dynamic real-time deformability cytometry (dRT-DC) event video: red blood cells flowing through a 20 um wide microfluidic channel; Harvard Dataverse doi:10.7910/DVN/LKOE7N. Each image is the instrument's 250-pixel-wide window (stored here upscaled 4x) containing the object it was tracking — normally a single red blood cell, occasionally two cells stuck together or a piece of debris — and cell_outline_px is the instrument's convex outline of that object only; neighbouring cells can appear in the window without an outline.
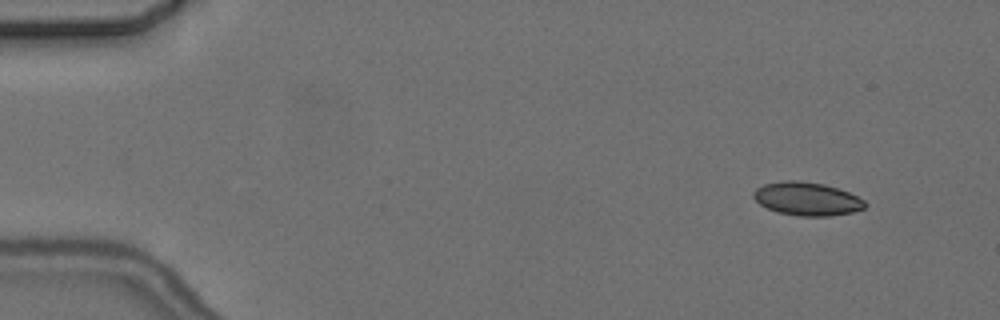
{"species": "common noctule bat (a hibernating species)", "species_latin": "Nyctalus noctula", "temperature_condition": "cold", "stored_images_in_passage": 8, "camera_frame_rate_fps": 3000, "um_per_image_px": 0.085, "animal": {"sex": "female", "body_mass_g": 24.6, "forearm_length_mm": 56.2}, "frame": {"image": 1, "passage_image": 2, "time_ms": 1.0, "image_size_px": [1000, 320], "cell_outline_px": [[868, 204], [864, 208], [852, 212], [828, 216], [800, 216], [776, 212], [760, 204], [752, 196], [752, 192], [756, 188], [764, 184], [784, 180], [796, 180], [824, 184], [848, 192], [864, 200]], "centroid_in_image_um": [68.57, 16.9], "position_along_channel_um": 16.4, "area_um2": 21.62}}
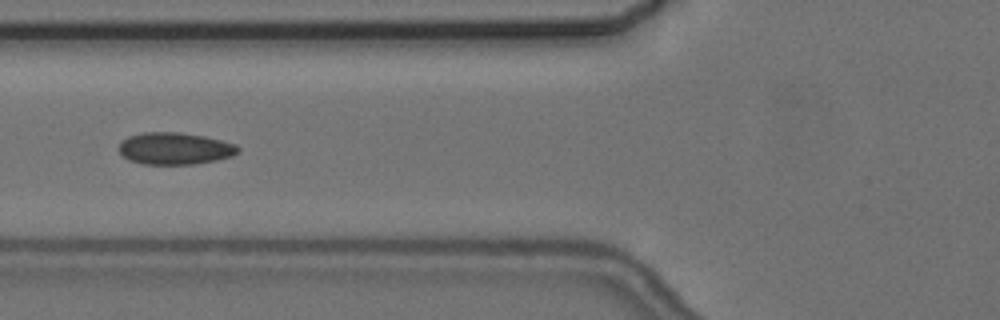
{"frame": {"image": 2, "passage_image": 6, "time_ms": 6.667, "image_size_px": [1000, 320], "cell_outline_px": [[240, 152], [232, 156], [216, 160], [196, 164], [144, 164], [128, 160], [120, 152], [120, 140], [128, 136], [144, 132], [180, 132], [204, 136], [236, 144], [240, 148]], "centroid_in_image_um": [14.87, 12.62], "position_along_channel_um": 110.9, "area_um2": 22.31}}
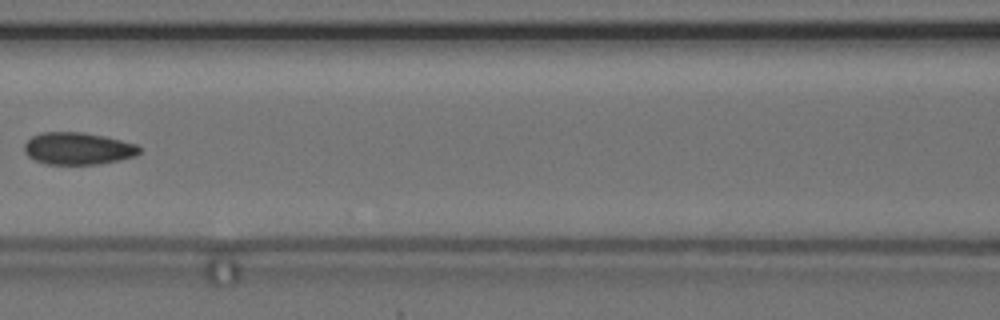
{"frame": {"image": 3, "passage_image": 7, "time_ms": 8.0, "image_size_px": [1000, 320], "cell_outline_px": [[140, 152], [136, 156], [100, 164], [48, 164], [36, 160], [28, 156], [24, 152], [24, 144], [32, 136], [40, 132], [84, 132], [104, 136], [136, 144], [140, 148]], "centroid_in_image_um": [6.61, 12.62], "position_along_channel_um": 160.0, "area_um2": 21.56}}